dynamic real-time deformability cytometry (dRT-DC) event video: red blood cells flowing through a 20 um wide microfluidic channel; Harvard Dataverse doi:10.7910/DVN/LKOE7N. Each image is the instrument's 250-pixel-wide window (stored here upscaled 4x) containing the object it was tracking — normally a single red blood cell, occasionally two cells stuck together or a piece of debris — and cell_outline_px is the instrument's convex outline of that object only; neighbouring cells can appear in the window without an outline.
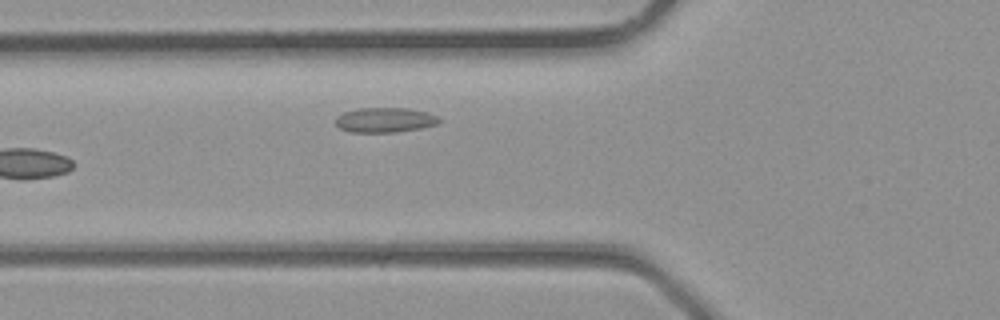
{"species": "common noctule bat (a hibernating species)", "species_latin": "Nyctalus noctula", "temperature_condition": "room temperature", "stored_images_in_passage": 5, "camera_frame_rate_fps": 3000, "um_per_image_px": 0.085, "animal": {"sex": "male", "body_mass_g": 23.1, "forearm_length_mm": 52.7}, "frame": {"image": 1, "passage_image": 4, "time_ms": 1.0, "image_size_px": [1000, 320], "cell_outline_px": [[444, 120], [436, 124], [420, 128], [392, 132], [348, 132], [340, 128], [336, 124], [336, 116], [344, 112], [356, 108], [408, 108], [428, 112]], "centroid_in_image_um": [32.71, 10.19], "position_along_channel_um": 93.1, "area_um2": 15.03}}